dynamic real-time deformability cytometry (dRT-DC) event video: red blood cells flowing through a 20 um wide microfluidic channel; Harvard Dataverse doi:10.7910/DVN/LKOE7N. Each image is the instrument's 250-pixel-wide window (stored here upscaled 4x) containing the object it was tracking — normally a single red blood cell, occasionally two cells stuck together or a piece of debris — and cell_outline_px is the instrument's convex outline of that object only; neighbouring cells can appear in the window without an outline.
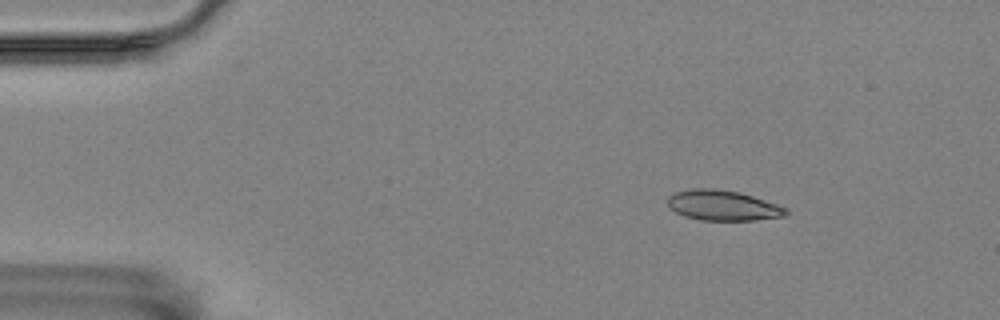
{"species": "Egyptian fruit bat (a non-hibernating species)", "species_latin": "Rousettus aegyptiacus", "temperature_condition": "room temperature", "stored_images_in_passage": 56, "camera_frame_rate_fps": 3000, "um_per_image_px": 0.085, "animal": {"sex": "female"}, "frame": {"image": 1, "passage_image": 7, "time_ms": 2.0, "image_size_px": [1000, 320], "cell_outline_px": [[788, 212], [784, 216], [752, 220], [704, 220], [684, 216], [668, 208], [668, 196], [676, 192], [692, 188], [712, 188], [740, 192], [788, 208]], "centroid_in_image_um": [61.41, 17.45], "position_along_channel_um": 23.6, "area_um2": 20.75}}
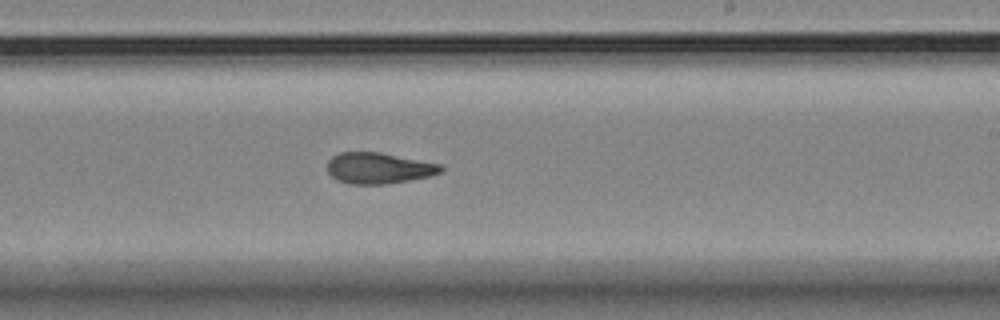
{"frame": {"image": 2, "passage_image": 33, "time_ms": 10.667, "image_size_px": [1000, 320], "cell_outline_px": [[444, 172], [432, 176], [384, 184], [348, 184], [336, 180], [328, 172], [328, 160], [332, 156], [340, 152], [380, 152], [440, 164], [444, 168]], "centroid_in_image_um": [32.2, 14.29], "position_along_channel_um": 256.8, "area_um2": 20.63}}
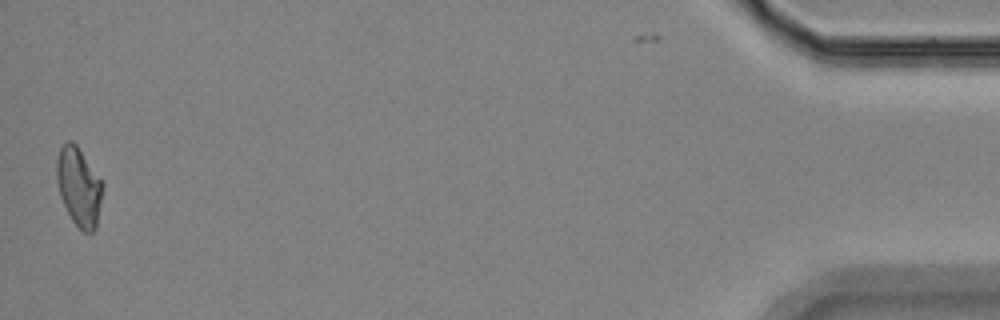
{"frame": {"image": 3, "passage_image": 55, "time_ms": 18.0, "image_size_px": [1000, 320], "cell_outline_px": [[104, 184], [96, 228], [92, 232], [84, 232], [72, 220], [60, 196], [56, 180], [56, 160], [60, 148], [68, 140], [72, 140], [76, 144]], "centroid_in_image_um": [6.7, 15.86], "position_along_channel_um": 428.5, "area_um2": 20.92}, "authors_computed_cell_mechanics": {"area_um2": 20.8369, "velocity_mm_per_s": 3.5381, "shape_relaxation_time_tau1_ms": null, "shape_relaxation_time_tau2_ms": 3.1871, "deformation_change_tau1": null, "deformation_change_tau2": 0.0962}}